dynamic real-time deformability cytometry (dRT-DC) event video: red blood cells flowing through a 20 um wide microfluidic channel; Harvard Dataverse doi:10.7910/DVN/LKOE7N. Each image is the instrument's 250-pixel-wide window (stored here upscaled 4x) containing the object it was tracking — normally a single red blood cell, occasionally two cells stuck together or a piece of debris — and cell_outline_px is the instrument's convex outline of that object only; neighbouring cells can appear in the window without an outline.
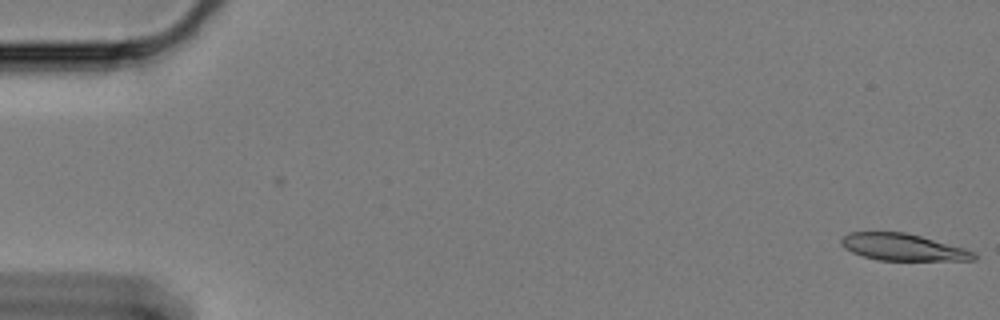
{"species": "Egyptian fruit bat (a non-hibernating species)", "species_latin": "Rousettus aegyptiacus", "temperature_condition": "cold", "stored_images_in_passage": 10, "camera_frame_rate_fps": 3000, "um_per_image_px": 0.085, "animal": {"sex": "female"}, "frame": {"image": 1, "passage_image": 1, "time_ms": 0.0, "image_size_px": [1000, 320], "cell_outline_px": [[976, 260], [880, 260], [864, 256], [852, 252], [844, 248], [840, 244], [840, 240], [848, 232], [904, 232], [920, 236], [964, 248], [976, 252]], "centroid_in_image_um": [76.73, 21.01], "position_along_channel_um": 8.3, "area_um2": 20.58}}